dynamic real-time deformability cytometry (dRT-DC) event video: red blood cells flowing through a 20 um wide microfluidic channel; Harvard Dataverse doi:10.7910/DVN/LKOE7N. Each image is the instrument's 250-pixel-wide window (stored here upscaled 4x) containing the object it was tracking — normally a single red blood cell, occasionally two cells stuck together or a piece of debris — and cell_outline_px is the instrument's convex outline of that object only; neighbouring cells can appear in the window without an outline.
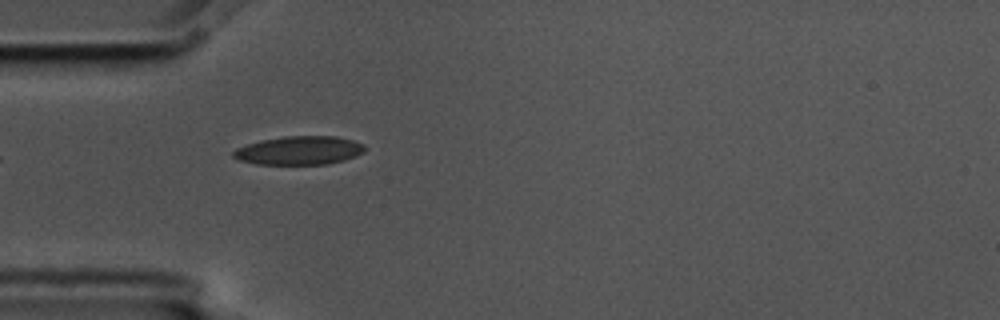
{"species": "common noctule bat (a hibernating species)", "species_latin": "Nyctalus noctula", "temperature_condition": "cold", "stored_images_in_passage": 6, "camera_frame_rate_fps": 3000, "um_per_image_px": 0.085, "animal": {"sex": "male", "body_mass_g": 17.5, "forearm_length_mm": 52.3}, "frame": {"image": 1, "passage_image": 5, "time_ms": 1.333, "image_size_px": [1000, 320], "cell_outline_px": [[364, 152], [356, 156], [344, 160], [328, 164], [256, 164], [240, 160], [232, 156], [232, 152], [236, 148], [248, 144], [264, 140], [284, 136], [336, 136], [352, 140], [364, 144]], "centroid_in_image_um": [25.45, 12.79], "position_along_channel_um": 59.6, "area_um2": 21.79}}